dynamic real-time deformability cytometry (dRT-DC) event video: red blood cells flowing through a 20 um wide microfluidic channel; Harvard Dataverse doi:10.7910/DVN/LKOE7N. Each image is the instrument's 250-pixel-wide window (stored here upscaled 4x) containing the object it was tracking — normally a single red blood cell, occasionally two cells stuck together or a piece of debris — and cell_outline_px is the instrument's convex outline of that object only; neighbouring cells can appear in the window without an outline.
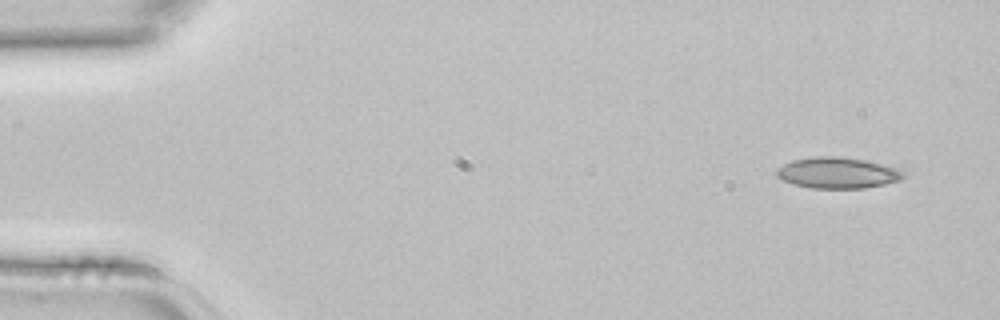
{"species": "common noctule bat (a hibernating species)", "species_latin": "Nyctalus noctula", "temperature_condition": "room temperature", "stored_images_in_passage": 4, "segment_of_instrument_passage": [1, 2], "camera_frame_rate_fps": 3000, "um_per_image_px": 0.085, "animal": {"sex": "female", "body_mass_g": 22.7, "forearm_length_mm": 54.2}, "frame": {"image": 1, "passage_image": 1, "time_ms": 0.0, "image_size_px": [1000, 320], "cell_outline_px": [[908, 176], [900, 180], [884, 184], [864, 188], [812, 188], [792, 184], [776, 176], [776, 168], [792, 160], [816, 156], [840, 156], [868, 160], [896, 168], [904, 172]], "centroid_in_image_um": [71.2, 14.68], "position_along_channel_um": 13.8, "area_um2": 23.12}}